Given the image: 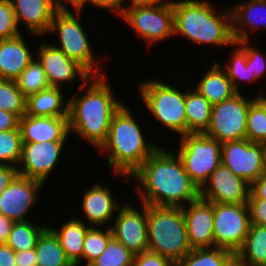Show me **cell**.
<instances>
[{
    "mask_svg": "<svg viewBox=\"0 0 266 266\" xmlns=\"http://www.w3.org/2000/svg\"><path fill=\"white\" fill-rule=\"evenodd\" d=\"M176 151L160 146L130 176L128 182L136 181L138 184L136 191L140 203L157 207H183L200 197V190L186 173Z\"/></svg>",
    "mask_w": 266,
    "mask_h": 266,
    "instance_id": "cell-1",
    "label": "cell"
},
{
    "mask_svg": "<svg viewBox=\"0 0 266 266\" xmlns=\"http://www.w3.org/2000/svg\"><path fill=\"white\" fill-rule=\"evenodd\" d=\"M107 79L105 75L91 76L80 82L79 90L87 89L85 92L68 96L69 133L75 132L97 149L106 142L113 115L123 105Z\"/></svg>",
    "mask_w": 266,
    "mask_h": 266,
    "instance_id": "cell-2",
    "label": "cell"
},
{
    "mask_svg": "<svg viewBox=\"0 0 266 266\" xmlns=\"http://www.w3.org/2000/svg\"><path fill=\"white\" fill-rule=\"evenodd\" d=\"M174 36L192 43L230 47L232 38L231 9L216 10L208 0H172Z\"/></svg>",
    "mask_w": 266,
    "mask_h": 266,
    "instance_id": "cell-3",
    "label": "cell"
},
{
    "mask_svg": "<svg viewBox=\"0 0 266 266\" xmlns=\"http://www.w3.org/2000/svg\"><path fill=\"white\" fill-rule=\"evenodd\" d=\"M132 114L123 104L113 115L107 140L99 149L108 153L107 164L113 173L124 178L130 177L160 147L145 138Z\"/></svg>",
    "mask_w": 266,
    "mask_h": 266,
    "instance_id": "cell-4",
    "label": "cell"
},
{
    "mask_svg": "<svg viewBox=\"0 0 266 266\" xmlns=\"http://www.w3.org/2000/svg\"><path fill=\"white\" fill-rule=\"evenodd\" d=\"M148 251L177 265L192 249L182 207L147 205Z\"/></svg>",
    "mask_w": 266,
    "mask_h": 266,
    "instance_id": "cell-5",
    "label": "cell"
},
{
    "mask_svg": "<svg viewBox=\"0 0 266 266\" xmlns=\"http://www.w3.org/2000/svg\"><path fill=\"white\" fill-rule=\"evenodd\" d=\"M138 89L146 109L158 123L179 136L187 134L185 91L159 79H145Z\"/></svg>",
    "mask_w": 266,
    "mask_h": 266,
    "instance_id": "cell-6",
    "label": "cell"
},
{
    "mask_svg": "<svg viewBox=\"0 0 266 266\" xmlns=\"http://www.w3.org/2000/svg\"><path fill=\"white\" fill-rule=\"evenodd\" d=\"M73 9L77 15L68 7L59 8L55 12L48 35L56 33L59 43L58 45L53 43V45L65 53L67 57L78 62L92 76L104 75L103 72L101 73V69L99 71L100 62L96 60L97 57L90 44V39L85 33V28L78 21L83 10L81 8Z\"/></svg>",
    "mask_w": 266,
    "mask_h": 266,
    "instance_id": "cell-7",
    "label": "cell"
},
{
    "mask_svg": "<svg viewBox=\"0 0 266 266\" xmlns=\"http://www.w3.org/2000/svg\"><path fill=\"white\" fill-rule=\"evenodd\" d=\"M180 137L181 142L176 153L191 181L200 190L221 164L222 143L204 133Z\"/></svg>",
    "mask_w": 266,
    "mask_h": 266,
    "instance_id": "cell-8",
    "label": "cell"
},
{
    "mask_svg": "<svg viewBox=\"0 0 266 266\" xmlns=\"http://www.w3.org/2000/svg\"><path fill=\"white\" fill-rule=\"evenodd\" d=\"M120 18L136 32L140 39L151 45L174 37L172 0L152 6L127 9Z\"/></svg>",
    "mask_w": 266,
    "mask_h": 266,
    "instance_id": "cell-9",
    "label": "cell"
},
{
    "mask_svg": "<svg viewBox=\"0 0 266 266\" xmlns=\"http://www.w3.org/2000/svg\"><path fill=\"white\" fill-rule=\"evenodd\" d=\"M255 100L237 92L231 98L212 105L209 128L204 133L220 143L246 139L250 104Z\"/></svg>",
    "mask_w": 266,
    "mask_h": 266,
    "instance_id": "cell-10",
    "label": "cell"
},
{
    "mask_svg": "<svg viewBox=\"0 0 266 266\" xmlns=\"http://www.w3.org/2000/svg\"><path fill=\"white\" fill-rule=\"evenodd\" d=\"M250 225L247 204L214 203L215 247L236 253L244 244Z\"/></svg>",
    "mask_w": 266,
    "mask_h": 266,
    "instance_id": "cell-11",
    "label": "cell"
},
{
    "mask_svg": "<svg viewBox=\"0 0 266 266\" xmlns=\"http://www.w3.org/2000/svg\"><path fill=\"white\" fill-rule=\"evenodd\" d=\"M221 163L251 185L265 173L263 145L248 139L224 142Z\"/></svg>",
    "mask_w": 266,
    "mask_h": 266,
    "instance_id": "cell-12",
    "label": "cell"
},
{
    "mask_svg": "<svg viewBox=\"0 0 266 266\" xmlns=\"http://www.w3.org/2000/svg\"><path fill=\"white\" fill-rule=\"evenodd\" d=\"M140 205L142 209L139 210L126 201L110 225L113 237L134 255L148 251L147 205Z\"/></svg>",
    "mask_w": 266,
    "mask_h": 266,
    "instance_id": "cell-13",
    "label": "cell"
},
{
    "mask_svg": "<svg viewBox=\"0 0 266 266\" xmlns=\"http://www.w3.org/2000/svg\"><path fill=\"white\" fill-rule=\"evenodd\" d=\"M65 143L67 142L22 143L21 159L17 166L19 175L46 184L60 160Z\"/></svg>",
    "mask_w": 266,
    "mask_h": 266,
    "instance_id": "cell-14",
    "label": "cell"
},
{
    "mask_svg": "<svg viewBox=\"0 0 266 266\" xmlns=\"http://www.w3.org/2000/svg\"><path fill=\"white\" fill-rule=\"evenodd\" d=\"M250 184L222 163L200 189V198L218 204H247Z\"/></svg>",
    "mask_w": 266,
    "mask_h": 266,
    "instance_id": "cell-15",
    "label": "cell"
},
{
    "mask_svg": "<svg viewBox=\"0 0 266 266\" xmlns=\"http://www.w3.org/2000/svg\"><path fill=\"white\" fill-rule=\"evenodd\" d=\"M37 60L41 63L50 86L61 87V84L75 82L79 79L85 83L92 75L78 62L70 59L59 48L50 43L40 42Z\"/></svg>",
    "mask_w": 266,
    "mask_h": 266,
    "instance_id": "cell-16",
    "label": "cell"
},
{
    "mask_svg": "<svg viewBox=\"0 0 266 266\" xmlns=\"http://www.w3.org/2000/svg\"><path fill=\"white\" fill-rule=\"evenodd\" d=\"M42 186L41 181L18 175L0 194V213L14 222L29 221L28 213L35 206Z\"/></svg>",
    "mask_w": 266,
    "mask_h": 266,
    "instance_id": "cell-17",
    "label": "cell"
},
{
    "mask_svg": "<svg viewBox=\"0 0 266 266\" xmlns=\"http://www.w3.org/2000/svg\"><path fill=\"white\" fill-rule=\"evenodd\" d=\"M187 205L182 207V212L191 249L215 247L214 203L199 197Z\"/></svg>",
    "mask_w": 266,
    "mask_h": 266,
    "instance_id": "cell-18",
    "label": "cell"
},
{
    "mask_svg": "<svg viewBox=\"0 0 266 266\" xmlns=\"http://www.w3.org/2000/svg\"><path fill=\"white\" fill-rule=\"evenodd\" d=\"M11 3L18 27L22 22L26 31L37 37L48 34L54 14L60 8L54 0H11Z\"/></svg>",
    "mask_w": 266,
    "mask_h": 266,
    "instance_id": "cell-19",
    "label": "cell"
},
{
    "mask_svg": "<svg viewBox=\"0 0 266 266\" xmlns=\"http://www.w3.org/2000/svg\"><path fill=\"white\" fill-rule=\"evenodd\" d=\"M84 192L81 209L87 219L84 221H87L86 224L90 227H95V225L101 227L114 219L113 215L115 216L121 205L113 198L112 190L108 185L104 186L97 182Z\"/></svg>",
    "mask_w": 266,
    "mask_h": 266,
    "instance_id": "cell-20",
    "label": "cell"
},
{
    "mask_svg": "<svg viewBox=\"0 0 266 266\" xmlns=\"http://www.w3.org/2000/svg\"><path fill=\"white\" fill-rule=\"evenodd\" d=\"M22 143L67 141L68 117H34L23 115L19 119Z\"/></svg>",
    "mask_w": 266,
    "mask_h": 266,
    "instance_id": "cell-21",
    "label": "cell"
},
{
    "mask_svg": "<svg viewBox=\"0 0 266 266\" xmlns=\"http://www.w3.org/2000/svg\"><path fill=\"white\" fill-rule=\"evenodd\" d=\"M232 38L234 42L250 41L251 33L266 29V0H245L231 9ZM248 27V31L245 30Z\"/></svg>",
    "mask_w": 266,
    "mask_h": 266,
    "instance_id": "cell-22",
    "label": "cell"
},
{
    "mask_svg": "<svg viewBox=\"0 0 266 266\" xmlns=\"http://www.w3.org/2000/svg\"><path fill=\"white\" fill-rule=\"evenodd\" d=\"M20 34L0 40V79L15 81L33 60L29 46Z\"/></svg>",
    "mask_w": 266,
    "mask_h": 266,
    "instance_id": "cell-23",
    "label": "cell"
},
{
    "mask_svg": "<svg viewBox=\"0 0 266 266\" xmlns=\"http://www.w3.org/2000/svg\"><path fill=\"white\" fill-rule=\"evenodd\" d=\"M63 87H49L29 95L26 115L34 117H68V98L64 100ZM65 101V102H64Z\"/></svg>",
    "mask_w": 266,
    "mask_h": 266,
    "instance_id": "cell-24",
    "label": "cell"
},
{
    "mask_svg": "<svg viewBox=\"0 0 266 266\" xmlns=\"http://www.w3.org/2000/svg\"><path fill=\"white\" fill-rule=\"evenodd\" d=\"M48 228L57 237L67 258L74 266H81L83 263V241L87 230L90 228L84 219L72 218L63 223L60 228L48 225Z\"/></svg>",
    "mask_w": 266,
    "mask_h": 266,
    "instance_id": "cell-25",
    "label": "cell"
},
{
    "mask_svg": "<svg viewBox=\"0 0 266 266\" xmlns=\"http://www.w3.org/2000/svg\"><path fill=\"white\" fill-rule=\"evenodd\" d=\"M196 84L194 88L212 105L221 103L237 93L218 62L212 64Z\"/></svg>",
    "mask_w": 266,
    "mask_h": 266,
    "instance_id": "cell-26",
    "label": "cell"
},
{
    "mask_svg": "<svg viewBox=\"0 0 266 266\" xmlns=\"http://www.w3.org/2000/svg\"><path fill=\"white\" fill-rule=\"evenodd\" d=\"M185 90L187 134L205 133L211 121L212 104L195 88Z\"/></svg>",
    "mask_w": 266,
    "mask_h": 266,
    "instance_id": "cell-27",
    "label": "cell"
},
{
    "mask_svg": "<svg viewBox=\"0 0 266 266\" xmlns=\"http://www.w3.org/2000/svg\"><path fill=\"white\" fill-rule=\"evenodd\" d=\"M35 252L37 266H74L67 258L57 237L48 227L38 237Z\"/></svg>",
    "mask_w": 266,
    "mask_h": 266,
    "instance_id": "cell-28",
    "label": "cell"
},
{
    "mask_svg": "<svg viewBox=\"0 0 266 266\" xmlns=\"http://www.w3.org/2000/svg\"><path fill=\"white\" fill-rule=\"evenodd\" d=\"M236 253L250 266H266V226L251 224L244 244Z\"/></svg>",
    "mask_w": 266,
    "mask_h": 266,
    "instance_id": "cell-29",
    "label": "cell"
},
{
    "mask_svg": "<svg viewBox=\"0 0 266 266\" xmlns=\"http://www.w3.org/2000/svg\"><path fill=\"white\" fill-rule=\"evenodd\" d=\"M47 227L46 224L36 225L32 221L14 222L6 244L14 252L33 249L38 237Z\"/></svg>",
    "mask_w": 266,
    "mask_h": 266,
    "instance_id": "cell-30",
    "label": "cell"
},
{
    "mask_svg": "<svg viewBox=\"0 0 266 266\" xmlns=\"http://www.w3.org/2000/svg\"><path fill=\"white\" fill-rule=\"evenodd\" d=\"M233 50L231 51V56L229 62L226 63L224 67L222 63L218 62L222 68L225 70L228 79L231 81L233 88L236 92H241L239 86H241L243 81L247 83H255V80L251 77L250 68H247V55L246 52L236 43L233 42L231 45ZM241 84V85H240Z\"/></svg>",
    "mask_w": 266,
    "mask_h": 266,
    "instance_id": "cell-31",
    "label": "cell"
},
{
    "mask_svg": "<svg viewBox=\"0 0 266 266\" xmlns=\"http://www.w3.org/2000/svg\"><path fill=\"white\" fill-rule=\"evenodd\" d=\"M15 82L18 89L26 97L51 87L45 71L36 57L27 65Z\"/></svg>",
    "mask_w": 266,
    "mask_h": 266,
    "instance_id": "cell-32",
    "label": "cell"
},
{
    "mask_svg": "<svg viewBox=\"0 0 266 266\" xmlns=\"http://www.w3.org/2000/svg\"><path fill=\"white\" fill-rule=\"evenodd\" d=\"M232 254L220 247L192 249L176 266H224Z\"/></svg>",
    "mask_w": 266,
    "mask_h": 266,
    "instance_id": "cell-33",
    "label": "cell"
},
{
    "mask_svg": "<svg viewBox=\"0 0 266 266\" xmlns=\"http://www.w3.org/2000/svg\"><path fill=\"white\" fill-rule=\"evenodd\" d=\"M113 238L111 227L101 229V227H90L83 241V261L88 266L93 260L98 258L106 249L109 241Z\"/></svg>",
    "mask_w": 266,
    "mask_h": 266,
    "instance_id": "cell-34",
    "label": "cell"
},
{
    "mask_svg": "<svg viewBox=\"0 0 266 266\" xmlns=\"http://www.w3.org/2000/svg\"><path fill=\"white\" fill-rule=\"evenodd\" d=\"M27 97L18 89L15 81L0 79V109L16 114H26Z\"/></svg>",
    "mask_w": 266,
    "mask_h": 266,
    "instance_id": "cell-35",
    "label": "cell"
},
{
    "mask_svg": "<svg viewBox=\"0 0 266 266\" xmlns=\"http://www.w3.org/2000/svg\"><path fill=\"white\" fill-rule=\"evenodd\" d=\"M134 254L114 237L103 253L88 266H132Z\"/></svg>",
    "mask_w": 266,
    "mask_h": 266,
    "instance_id": "cell-36",
    "label": "cell"
},
{
    "mask_svg": "<svg viewBox=\"0 0 266 266\" xmlns=\"http://www.w3.org/2000/svg\"><path fill=\"white\" fill-rule=\"evenodd\" d=\"M21 152L22 137L19 127L0 132V164L17 167L21 159Z\"/></svg>",
    "mask_w": 266,
    "mask_h": 266,
    "instance_id": "cell-37",
    "label": "cell"
},
{
    "mask_svg": "<svg viewBox=\"0 0 266 266\" xmlns=\"http://www.w3.org/2000/svg\"><path fill=\"white\" fill-rule=\"evenodd\" d=\"M246 139L255 143L266 141V113L256 100L249 107L246 122Z\"/></svg>",
    "mask_w": 266,
    "mask_h": 266,
    "instance_id": "cell-38",
    "label": "cell"
},
{
    "mask_svg": "<svg viewBox=\"0 0 266 266\" xmlns=\"http://www.w3.org/2000/svg\"><path fill=\"white\" fill-rule=\"evenodd\" d=\"M16 22L11 0L0 1V40L13 38L21 34Z\"/></svg>",
    "mask_w": 266,
    "mask_h": 266,
    "instance_id": "cell-39",
    "label": "cell"
},
{
    "mask_svg": "<svg viewBox=\"0 0 266 266\" xmlns=\"http://www.w3.org/2000/svg\"><path fill=\"white\" fill-rule=\"evenodd\" d=\"M247 55V68H250L251 77L255 82L259 79H262L264 73H266V55H263L261 51L256 47H252L250 41H240L236 42ZM262 76V77H261Z\"/></svg>",
    "mask_w": 266,
    "mask_h": 266,
    "instance_id": "cell-40",
    "label": "cell"
},
{
    "mask_svg": "<svg viewBox=\"0 0 266 266\" xmlns=\"http://www.w3.org/2000/svg\"><path fill=\"white\" fill-rule=\"evenodd\" d=\"M132 266H176L169 259L150 251L134 255Z\"/></svg>",
    "mask_w": 266,
    "mask_h": 266,
    "instance_id": "cell-41",
    "label": "cell"
},
{
    "mask_svg": "<svg viewBox=\"0 0 266 266\" xmlns=\"http://www.w3.org/2000/svg\"><path fill=\"white\" fill-rule=\"evenodd\" d=\"M250 222L260 226H266V200L248 199Z\"/></svg>",
    "mask_w": 266,
    "mask_h": 266,
    "instance_id": "cell-42",
    "label": "cell"
},
{
    "mask_svg": "<svg viewBox=\"0 0 266 266\" xmlns=\"http://www.w3.org/2000/svg\"><path fill=\"white\" fill-rule=\"evenodd\" d=\"M19 175L16 166L0 164V194L14 181Z\"/></svg>",
    "mask_w": 266,
    "mask_h": 266,
    "instance_id": "cell-43",
    "label": "cell"
},
{
    "mask_svg": "<svg viewBox=\"0 0 266 266\" xmlns=\"http://www.w3.org/2000/svg\"><path fill=\"white\" fill-rule=\"evenodd\" d=\"M87 3L92 4L94 7L98 9H106L113 10L116 13V16L122 15V6L124 4V0H83V6ZM123 3V4H122Z\"/></svg>",
    "mask_w": 266,
    "mask_h": 266,
    "instance_id": "cell-44",
    "label": "cell"
},
{
    "mask_svg": "<svg viewBox=\"0 0 266 266\" xmlns=\"http://www.w3.org/2000/svg\"><path fill=\"white\" fill-rule=\"evenodd\" d=\"M19 119L16 114L0 109V132L17 129Z\"/></svg>",
    "mask_w": 266,
    "mask_h": 266,
    "instance_id": "cell-45",
    "label": "cell"
},
{
    "mask_svg": "<svg viewBox=\"0 0 266 266\" xmlns=\"http://www.w3.org/2000/svg\"><path fill=\"white\" fill-rule=\"evenodd\" d=\"M248 199L266 200V173L250 185V194Z\"/></svg>",
    "mask_w": 266,
    "mask_h": 266,
    "instance_id": "cell-46",
    "label": "cell"
},
{
    "mask_svg": "<svg viewBox=\"0 0 266 266\" xmlns=\"http://www.w3.org/2000/svg\"><path fill=\"white\" fill-rule=\"evenodd\" d=\"M37 256L35 248L20 252H15V264L16 266H37Z\"/></svg>",
    "mask_w": 266,
    "mask_h": 266,
    "instance_id": "cell-47",
    "label": "cell"
},
{
    "mask_svg": "<svg viewBox=\"0 0 266 266\" xmlns=\"http://www.w3.org/2000/svg\"><path fill=\"white\" fill-rule=\"evenodd\" d=\"M0 266H16L15 252L7 244H0Z\"/></svg>",
    "mask_w": 266,
    "mask_h": 266,
    "instance_id": "cell-48",
    "label": "cell"
},
{
    "mask_svg": "<svg viewBox=\"0 0 266 266\" xmlns=\"http://www.w3.org/2000/svg\"><path fill=\"white\" fill-rule=\"evenodd\" d=\"M14 221L0 213V244H6Z\"/></svg>",
    "mask_w": 266,
    "mask_h": 266,
    "instance_id": "cell-49",
    "label": "cell"
},
{
    "mask_svg": "<svg viewBox=\"0 0 266 266\" xmlns=\"http://www.w3.org/2000/svg\"><path fill=\"white\" fill-rule=\"evenodd\" d=\"M126 0H124V3H125ZM131 1V2H130ZM163 1H168V0H129L130 2V5L127 4H123L122 6V14L127 10V9H130V8H133V7H142V6H152V5H155V4H158V3H161Z\"/></svg>",
    "mask_w": 266,
    "mask_h": 266,
    "instance_id": "cell-50",
    "label": "cell"
},
{
    "mask_svg": "<svg viewBox=\"0 0 266 266\" xmlns=\"http://www.w3.org/2000/svg\"><path fill=\"white\" fill-rule=\"evenodd\" d=\"M224 266H250L237 253H233L224 263Z\"/></svg>",
    "mask_w": 266,
    "mask_h": 266,
    "instance_id": "cell-51",
    "label": "cell"
},
{
    "mask_svg": "<svg viewBox=\"0 0 266 266\" xmlns=\"http://www.w3.org/2000/svg\"><path fill=\"white\" fill-rule=\"evenodd\" d=\"M54 2L60 7V8H65L67 7V3L72 6L73 8H81L84 9L83 7V0H54ZM66 3V4H65Z\"/></svg>",
    "mask_w": 266,
    "mask_h": 266,
    "instance_id": "cell-52",
    "label": "cell"
},
{
    "mask_svg": "<svg viewBox=\"0 0 266 266\" xmlns=\"http://www.w3.org/2000/svg\"><path fill=\"white\" fill-rule=\"evenodd\" d=\"M260 94V95H259ZM255 97V100L264 108L266 113V96L265 93L260 92Z\"/></svg>",
    "mask_w": 266,
    "mask_h": 266,
    "instance_id": "cell-53",
    "label": "cell"
},
{
    "mask_svg": "<svg viewBox=\"0 0 266 266\" xmlns=\"http://www.w3.org/2000/svg\"><path fill=\"white\" fill-rule=\"evenodd\" d=\"M263 152H264V165H265V173H266V141L262 143Z\"/></svg>",
    "mask_w": 266,
    "mask_h": 266,
    "instance_id": "cell-54",
    "label": "cell"
}]
</instances>
